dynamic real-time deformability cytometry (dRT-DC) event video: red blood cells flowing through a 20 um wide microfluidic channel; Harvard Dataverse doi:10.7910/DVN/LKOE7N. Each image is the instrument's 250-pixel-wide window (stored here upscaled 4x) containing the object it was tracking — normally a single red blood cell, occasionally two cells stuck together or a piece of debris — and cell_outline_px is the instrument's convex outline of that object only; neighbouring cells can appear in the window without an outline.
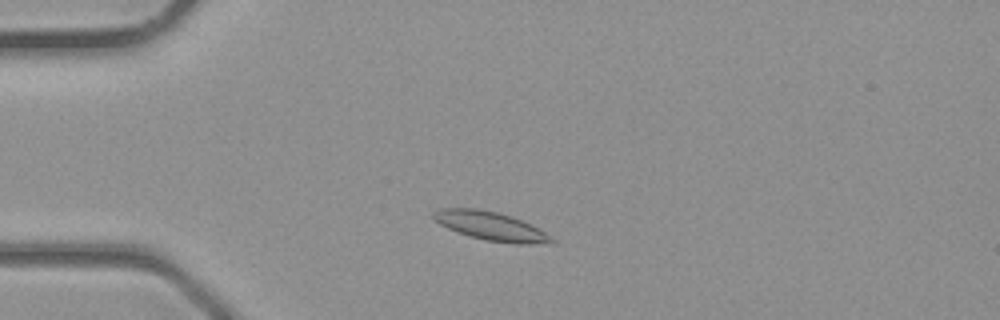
{"species": "common noctule bat (a hibernating species)", "species_latin": "Nyctalus noctula", "temperature_condition": "room temperature", "stored_images_in_passage": 2, "camera_frame_rate_fps": 3000, "um_per_image_px": 0.085, "animal": {"sex": "male", "body_mass_g": 23.1, "forearm_length_mm": 52.7}, "frame": {"image": 1, "passage_image": 2, "time_ms": 0.333, "image_size_px": [1000, 320], "cell_outline_px": [[556, 244], [516, 244], [484, 240], [456, 232], [432, 220], [432, 212], [440, 208], [476, 208], [500, 212], [512, 216], [552, 236], [556, 240]], "centroid_in_image_um": [41.71, 19.22], "position_along_channel_um": 43.3, "area_um2": 20.0}}